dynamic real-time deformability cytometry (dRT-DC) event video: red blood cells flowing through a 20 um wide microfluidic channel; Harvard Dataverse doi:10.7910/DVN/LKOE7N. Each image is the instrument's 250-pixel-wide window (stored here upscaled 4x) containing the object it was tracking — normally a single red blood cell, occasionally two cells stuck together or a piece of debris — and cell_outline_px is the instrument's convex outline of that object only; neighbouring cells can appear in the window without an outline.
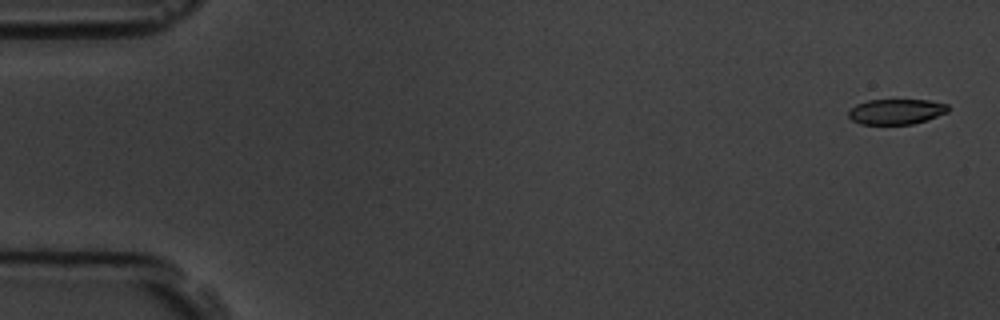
{"species": "common noctule bat (a hibernating species)", "species_latin": "Nyctalus noctula", "temperature_condition": "room temperature", "stored_images_in_passage": 6, "camera_frame_rate_fps": 3000, "um_per_image_px": 0.085, "animal": {"sex": "male", "body_mass_g": 19.5, "forearm_length_mm": 54.6}, "frame": {"image": 1, "passage_image": 1, "time_ms": 0.0, "image_size_px": [1000, 320], "cell_outline_px": [[948, 112], [912, 124], [860, 124], [852, 120], [848, 116], [848, 108], [856, 104], [868, 100], [928, 100], [948, 104]], "centroid_in_image_um": [76.12, 9.48], "position_along_channel_um": 8.9, "area_um2": 14.68}}
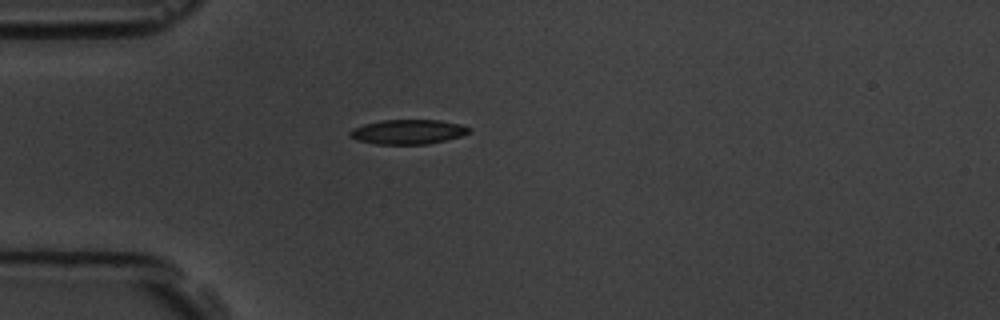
{"frame": {"image": 2, "passage_image": 5, "time_ms": 4.667, "image_size_px": [1000, 320], "cell_outline_px": [[472, 132], [460, 136], [428, 144], [376, 144], [356, 140], [348, 136], [348, 132], [352, 128], [364, 124], [384, 120], [440, 120], [460, 124], [472, 128]], "centroid_in_image_um": [34.67, 11.2], "position_along_channel_um": 50.3, "area_um2": 17.17}}